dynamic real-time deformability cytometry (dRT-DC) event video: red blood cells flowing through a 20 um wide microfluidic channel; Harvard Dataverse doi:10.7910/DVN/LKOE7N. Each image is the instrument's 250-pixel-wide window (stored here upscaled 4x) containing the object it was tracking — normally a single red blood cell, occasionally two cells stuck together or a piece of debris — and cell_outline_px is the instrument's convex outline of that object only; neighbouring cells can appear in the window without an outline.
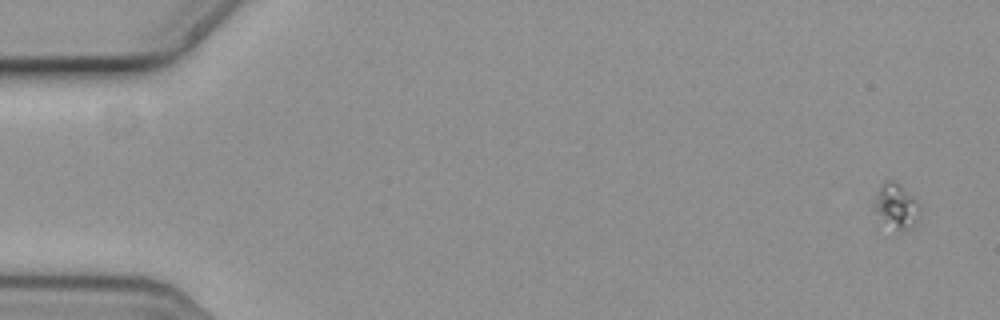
{"species": "common noctule bat (a hibernating species)", "species_latin": "Nyctalus noctula", "temperature_condition": "cold", "stored_images_in_passage": 7, "camera_frame_rate_fps": 3000, "um_per_image_px": 0.085, "animal": {"sex": "female", "body_mass_g": 19.3, "forearm_length_mm": 54.1}, "frame": {"image": 1, "passage_image": 1, "time_ms": 0.0, "image_size_px": [1000, 320], "cell_outline_px": [[920, 212], [916, 224], [912, 228], [896, 236], [892, 232], [872, 208], [872, 200], [880, 188], [888, 180], [900, 184], [920, 204]], "centroid_in_image_um": [76.18, 17.65], "position_along_channel_um": 8.8, "area_um2": 12.54}}
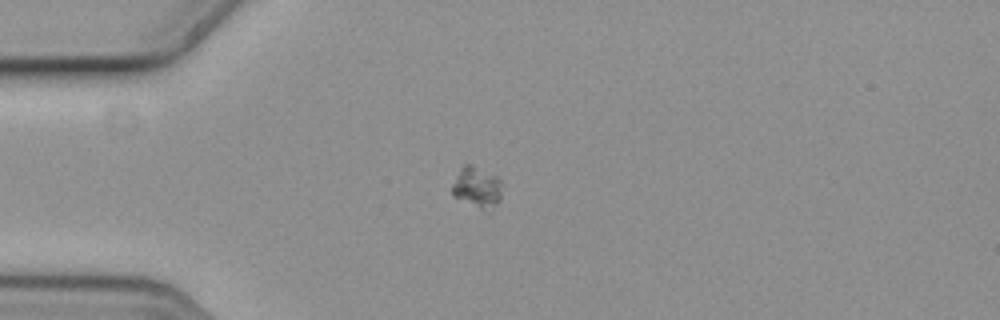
{"frame": {"image": 2, "passage_image": 5, "time_ms": 1.333, "image_size_px": [1000, 320], "cell_outline_px": [[500, 200], [488, 212], [484, 212], [452, 196], [452, 184], [460, 168], [464, 164], [472, 164], [496, 176], [500, 180]], "centroid_in_image_um": [40.52, 15.95], "position_along_channel_um": 44.5, "area_um2": 12.08}}